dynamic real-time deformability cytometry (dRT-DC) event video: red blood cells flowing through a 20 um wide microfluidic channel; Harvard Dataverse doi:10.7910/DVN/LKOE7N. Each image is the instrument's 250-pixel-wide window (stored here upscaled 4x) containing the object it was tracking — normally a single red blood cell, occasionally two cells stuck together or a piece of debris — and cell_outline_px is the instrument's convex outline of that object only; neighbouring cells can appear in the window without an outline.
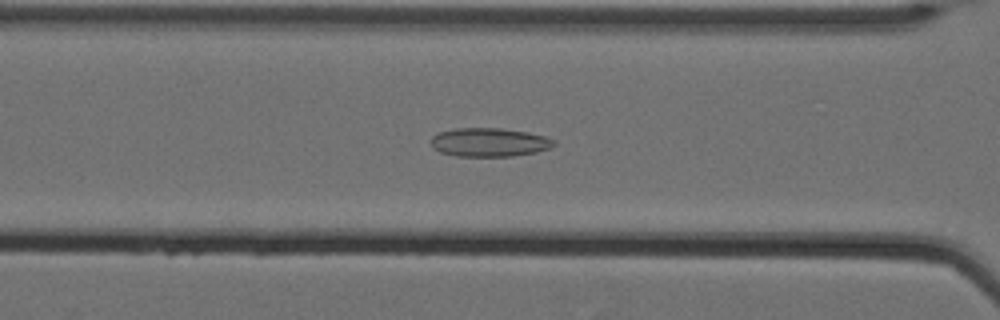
{"species": "Egyptian fruit bat (a non-hibernating species)", "species_latin": "Rousettus aegyptiacus", "temperature_condition": "cold", "stored_images_in_passage": 63, "camera_frame_rate_fps": 3000, "um_per_image_px": 0.085, "animal": {"sex": "female"}, "frame": {"image": 1, "passage_image": 31, "time_ms": 10.0, "image_size_px": [1000, 320], "cell_outline_px": [[556, 144], [548, 148], [536, 152], [512, 156], [456, 156], [440, 152], [432, 148], [432, 136], [440, 132], [456, 128], [500, 128], [528, 132], [544, 136], [556, 140]], "centroid_in_image_um": [41.59, 12.09], "position_along_channel_um": 125.0, "area_um2": 20.52}}
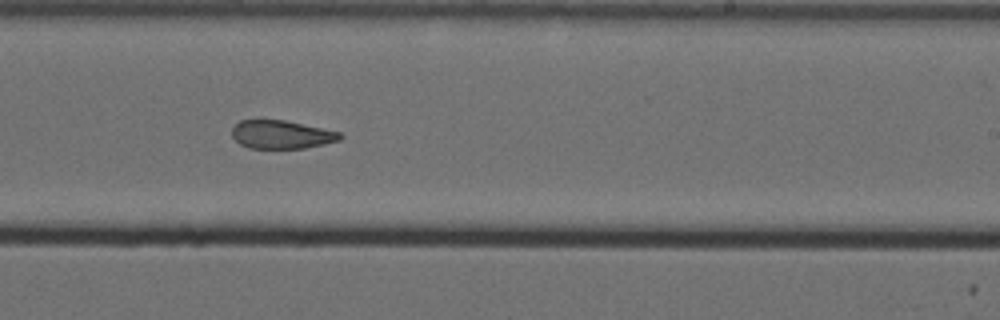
{"frame": {"image": 2, "passage_image": 43, "time_ms": 14.0, "image_size_px": [1000, 320], "cell_outline_px": [[344, 136], [340, 140], [324, 144], [304, 148], [248, 148], [240, 144], [232, 136], [232, 128], [240, 120], [284, 120], [340, 132]], "centroid_in_image_um": [23.92, 11.44], "position_along_channel_um": 265.1, "area_um2": 17.74}}
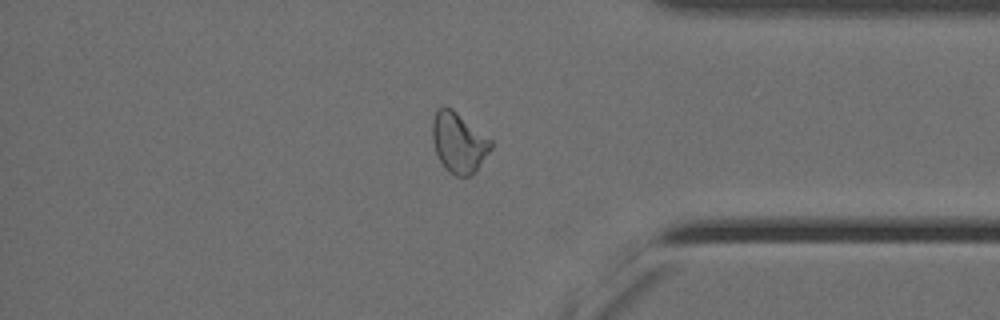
{"frame": {"image": 3, "passage_image": 55, "time_ms": 18.0, "image_size_px": [1000, 320], "cell_outline_px": [[492, 148], [476, 172], [468, 176], [456, 176], [448, 172], [444, 168], [436, 152], [432, 140], [432, 120], [436, 112], [444, 104], [452, 108], [492, 140]], "centroid_in_image_um": [38.99, 12.12], "position_along_channel_um": 396.2, "area_um2": 20.69}, "authors_computed_cell_mechanics": {"area_um2": 21.9062, "velocity_mm_per_s": 3.5033, "shape_relaxation_time_tau1_ms": null, "shape_relaxation_time_tau2_ms": 4.1967, "deformation_change_tau1": null, "deformation_change_tau2": 0.1197}}